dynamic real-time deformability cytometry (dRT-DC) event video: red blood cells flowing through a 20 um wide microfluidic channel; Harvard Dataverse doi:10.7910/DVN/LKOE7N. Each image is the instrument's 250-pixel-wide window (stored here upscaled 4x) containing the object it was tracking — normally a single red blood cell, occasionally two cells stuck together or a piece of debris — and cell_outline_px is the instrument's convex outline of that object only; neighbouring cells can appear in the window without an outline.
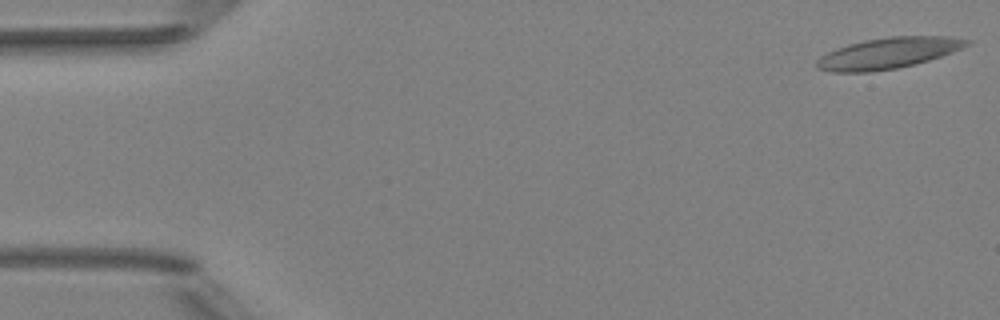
{"species": "Egyptian fruit bat (a non-hibernating species)", "species_latin": "Rousettus aegyptiacus", "temperature_condition": "room temperature", "stored_images_in_passage": 51, "camera_frame_rate_fps": 3000, "um_per_image_px": 0.085, "animal": {"sex": "female"}, "frame": {"image": 1, "passage_image": 1, "time_ms": 0.0, "image_size_px": [1000, 320], "cell_outline_px": [[972, 44], [964, 48], [916, 64], [896, 68], [872, 72], [832, 72], [816, 68], [816, 60], [820, 56], [836, 48], [848, 44], [864, 40], [888, 36], [952, 36], [972, 40]], "centroid_in_image_um": [75.52, 4.51], "position_along_channel_um": 9.5, "area_um2": 27.4}}
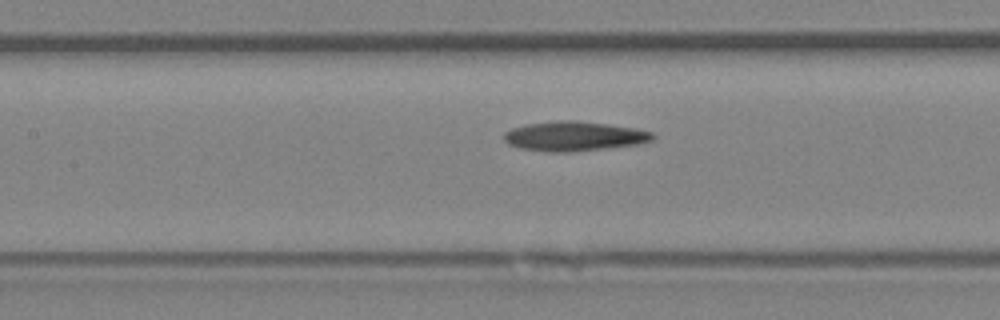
{"frame": {"image": 2, "passage_image": 23, "time_ms": 7.333, "image_size_px": [1000, 320], "cell_outline_px": [[656, 136], [652, 140], [636, 144], [568, 152], [548, 152], [520, 148], [508, 144], [504, 140], [504, 132], [512, 128], [528, 124], [556, 120], [572, 120], [608, 124], [636, 128], [652, 132]], "centroid_in_image_um": [48.77, 11.57], "position_along_channel_um": 158.6, "area_um2": 25.43}}
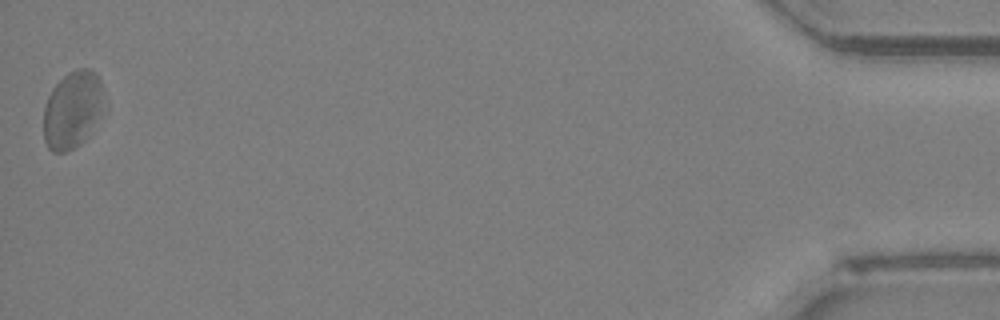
{"frame": {"image": 3, "passage_image": 51, "time_ms": 16.667, "image_size_px": [1000, 320], "cell_outline_px": [[108, 104], [88, 136], [76, 148], [64, 152], [52, 152], [48, 148], [44, 140], [44, 108], [48, 96], [52, 88], [68, 72], [76, 68], [88, 68], [96, 72], [100, 80]], "centroid_in_image_um": [6.22, 9.31], "position_along_channel_um": 429.0, "area_um2": 27.98}}